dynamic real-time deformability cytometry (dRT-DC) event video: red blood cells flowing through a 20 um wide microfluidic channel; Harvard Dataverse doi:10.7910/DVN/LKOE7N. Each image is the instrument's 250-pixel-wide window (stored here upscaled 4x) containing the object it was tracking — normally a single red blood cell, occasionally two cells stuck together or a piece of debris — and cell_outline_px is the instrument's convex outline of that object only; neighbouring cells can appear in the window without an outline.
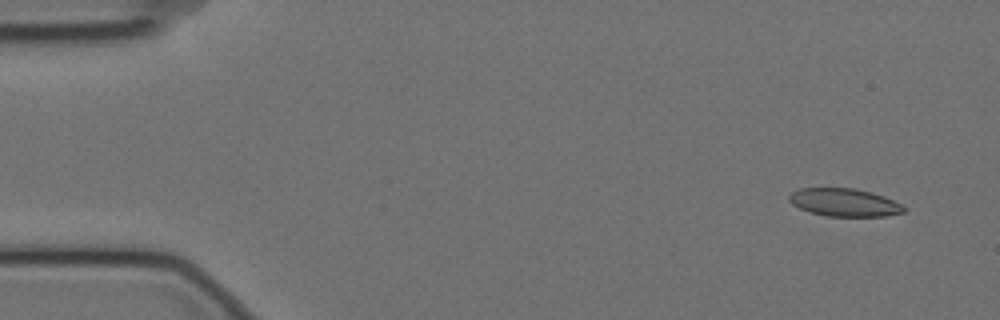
{"species": "Egyptian fruit bat (a non-hibernating species)", "species_latin": "Rousettus aegyptiacus", "temperature_condition": "cold", "stored_images_in_passage": 4, "camera_frame_rate_fps": 3000, "um_per_image_px": 0.085, "animal": {"sex": "female"}, "frame": {"image": 1, "passage_image": 1, "time_ms": 0.0, "image_size_px": [1000, 320], "cell_outline_px": [[904, 212], [884, 216], [828, 216], [808, 212], [792, 204], [788, 200], [788, 196], [792, 192], [800, 188], [856, 188], [872, 192], [884, 196], [900, 204], [904, 208]], "centroid_in_image_um": [71.73, 17.2], "position_along_channel_um": 13.3, "area_um2": 18.61}}